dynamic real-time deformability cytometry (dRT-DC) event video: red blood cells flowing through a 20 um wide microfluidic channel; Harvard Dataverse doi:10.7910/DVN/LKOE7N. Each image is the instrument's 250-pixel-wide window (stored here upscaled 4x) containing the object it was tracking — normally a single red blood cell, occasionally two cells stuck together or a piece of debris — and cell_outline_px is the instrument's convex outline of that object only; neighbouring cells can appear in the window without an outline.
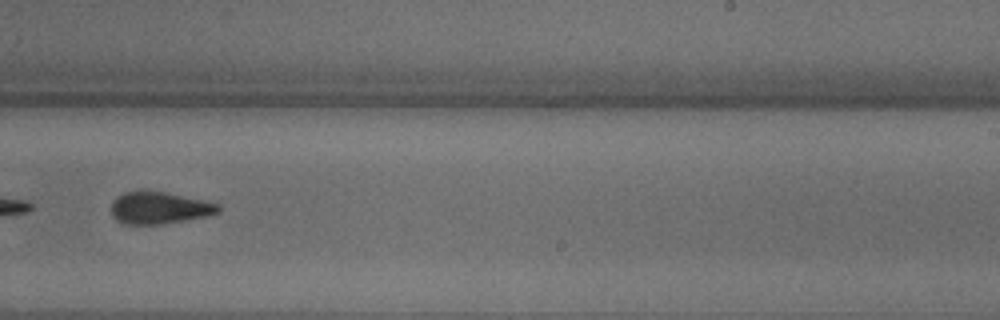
{"species": "common noctule bat (a hibernating species)", "species_latin": "Nyctalus noctula", "temperature_condition": "warm", "stored_images_in_passage": 23, "camera_frame_rate_fps": 3000, "um_per_image_px": 0.085, "animal": {"sex": "male", "body_mass_g": 18.8}, "frame": {"image": 1, "passage_image": 15, "time_ms": 4.667, "image_size_px": [1000, 320], "cell_outline_px": [[220, 212], [212, 216], [160, 224], [124, 224], [116, 220], [112, 216], [112, 200], [116, 196], [124, 192], [164, 192], [220, 204]], "centroid_in_image_um": [13.56, 17.69], "position_along_channel_um": 275.4, "area_um2": 19.88}}